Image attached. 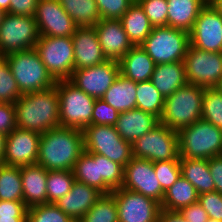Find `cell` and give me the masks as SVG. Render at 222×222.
<instances>
[{"label":"cell","instance_id":"obj_3","mask_svg":"<svg viewBox=\"0 0 222 222\" xmlns=\"http://www.w3.org/2000/svg\"><path fill=\"white\" fill-rule=\"evenodd\" d=\"M203 87L187 84L164 100L160 123L179 131L202 118Z\"/></svg>","mask_w":222,"mask_h":222},{"label":"cell","instance_id":"obj_31","mask_svg":"<svg viewBox=\"0 0 222 222\" xmlns=\"http://www.w3.org/2000/svg\"><path fill=\"white\" fill-rule=\"evenodd\" d=\"M199 194L196 188L182 175L165 192L161 202V209L180 211L183 207L198 202Z\"/></svg>","mask_w":222,"mask_h":222},{"label":"cell","instance_id":"obj_25","mask_svg":"<svg viewBox=\"0 0 222 222\" xmlns=\"http://www.w3.org/2000/svg\"><path fill=\"white\" fill-rule=\"evenodd\" d=\"M164 98L188 84L184 62L157 64L150 78Z\"/></svg>","mask_w":222,"mask_h":222},{"label":"cell","instance_id":"obj_29","mask_svg":"<svg viewBox=\"0 0 222 222\" xmlns=\"http://www.w3.org/2000/svg\"><path fill=\"white\" fill-rule=\"evenodd\" d=\"M119 20L133 45H141L153 29L149 18L136 0Z\"/></svg>","mask_w":222,"mask_h":222},{"label":"cell","instance_id":"obj_2","mask_svg":"<svg viewBox=\"0 0 222 222\" xmlns=\"http://www.w3.org/2000/svg\"><path fill=\"white\" fill-rule=\"evenodd\" d=\"M16 125L40 134L60 127L57 88L22 94L14 103Z\"/></svg>","mask_w":222,"mask_h":222},{"label":"cell","instance_id":"obj_11","mask_svg":"<svg viewBox=\"0 0 222 222\" xmlns=\"http://www.w3.org/2000/svg\"><path fill=\"white\" fill-rule=\"evenodd\" d=\"M41 61L57 80H67L74 71L72 37L40 36L35 45Z\"/></svg>","mask_w":222,"mask_h":222},{"label":"cell","instance_id":"obj_55","mask_svg":"<svg viewBox=\"0 0 222 222\" xmlns=\"http://www.w3.org/2000/svg\"><path fill=\"white\" fill-rule=\"evenodd\" d=\"M219 92L222 93V77L219 81V83L217 84V86L215 87Z\"/></svg>","mask_w":222,"mask_h":222},{"label":"cell","instance_id":"obj_16","mask_svg":"<svg viewBox=\"0 0 222 222\" xmlns=\"http://www.w3.org/2000/svg\"><path fill=\"white\" fill-rule=\"evenodd\" d=\"M122 188L143 194L160 204L165 194L157 179L153 162L137 157H132L124 167Z\"/></svg>","mask_w":222,"mask_h":222},{"label":"cell","instance_id":"obj_21","mask_svg":"<svg viewBox=\"0 0 222 222\" xmlns=\"http://www.w3.org/2000/svg\"><path fill=\"white\" fill-rule=\"evenodd\" d=\"M102 196L103 193L98 189L75 181L71 191L57 200L55 204L78 222Z\"/></svg>","mask_w":222,"mask_h":222},{"label":"cell","instance_id":"obj_30","mask_svg":"<svg viewBox=\"0 0 222 222\" xmlns=\"http://www.w3.org/2000/svg\"><path fill=\"white\" fill-rule=\"evenodd\" d=\"M72 171L75 181L94 187L103 194H111L112 190L100 176L98 154L84 151L76 161Z\"/></svg>","mask_w":222,"mask_h":222},{"label":"cell","instance_id":"obj_38","mask_svg":"<svg viewBox=\"0 0 222 222\" xmlns=\"http://www.w3.org/2000/svg\"><path fill=\"white\" fill-rule=\"evenodd\" d=\"M27 222H76L55 203L39 204L27 209Z\"/></svg>","mask_w":222,"mask_h":222},{"label":"cell","instance_id":"obj_58","mask_svg":"<svg viewBox=\"0 0 222 222\" xmlns=\"http://www.w3.org/2000/svg\"><path fill=\"white\" fill-rule=\"evenodd\" d=\"M213 0H205L206 3H211Z\"/></svg>","mask_w":222,"mask_h":222},{"label":"cell","instance_id":"obj_8","mask_svg":"<svg viewBox=\"0 0 222 222\" xmlns=\"http://www.w3.org/2000/svg\"><path fill=\"white\" fill-rule=\"evenodd\" d=\"M84 151L105 156L122 166L132 159V143L124 140L112 125H88L83 130Z\"/></svg>","mask_w":222,"mask_h":222},{"label":"cell","instance_id":"obj_57","mask_svg":"<svg viewBox=\"0 0 222 222\" xmlns=\"http://www.w3.org/2000/svg\"><path fill=\"white\" fill-rule=\"evenodd\" d=\"M207 222H221V221H218L217 219L209 218V219L207 220Z\"/></svg>","mask_w":222,"mask_h":222},{"label":"cell","instance_id":"obj_42","mask_svg":"<svg viewBox=\"0 0 222 222\" xmlns=\"http://www.w3.org/2000/svg\"><path fill=\"white\" fill-rule=\"evenodd\" d=\"M153 27L168 26L167 0H136Z\"/></svg>","mask_w":222,"mask_h":222},{"label":"cell","instance_id":"obj_48","mask_svg":"<svg viewBox=\"0 0 222 222\" xmlns=\"http://www.w3.org/2000/svg\"><path fill=\"white\" fill-rule=\"evenodd\" d=\"M38 0H11L9 13L14 15L34 16Z\"/></svg>","mask_w":222,"mask_h":222},{"label":"cell","instance_id":"obj_12","mask_svg":"<svg viewBox=\"0 0 222 222\" xmlns=\"http://www.w3.org/2000/svg\"><path fill=\"white\" fill-rule=\"evenodd\" d=\"M183 62L188 84L215 88L222 77V52H207L189 45Z\"/></svg>","mask_w":222,"mask_h":222},{"label":"cell","instance_id":"obj_24","mask_svg":"<svg viewBox=\"0 0 222 222\" xmlns=\"http://www.w3.org/2000/svg\"><path fill=\"white\" fill-rule=\"evenodd\" d=\"M118 62L120 73L134 82L150 80L156 66L140 45H134Z\"/></svg>","mask_w":222,"mask_h":222},{"label":"cell","instance_id":"obj_7","mask_svg":"<svg viewBox=\"0 0 222 222\" xmlns=\"http://www.w3.org/2000/svg\"><path fill=\"white\" fill-rule=\"evenodd\" d=\"M190 45L189 33L170 26L153 27L140 45L155 64L183 62Z\"/></svg>","mask_w":222,"mask_h":222},{"label":"cell","instance_id":"obj_50","mask_svg":"<svg viewBox=\"0 0 222 222\" xmlns=\"http://www.w3.org/2000/svg\"><path fill=\"white\" fill-rule=\"evenodd\" d=\"M208 166L214 181L215 191L222 194V155L209 158Z\"/></svg>","mask_w":222,"mask_h":222},{"label":"cell","instance_id":"obj_27","mask_svg":"<svg viewBox=\"0 0 222 222\" xmlns=\"http://www.w3.org/2000/svg\"><path fill=\"white\" fill-rule=\"evenodd\" d=\"M136 84L120 73L101 99L119 113L136 109Z\"/></svg>","mask_w":222,"mask_h":222},{"label":"cell","instance_id":"obj_44","mask_svg":"<svg viewBox=\"0 0 222 222\" xmlns=\"http://www.w3.org/2000/svg\"><path fill=\"white\" fill-rule=\"evenodd\" d=\"M24 201L0 200V222H27Z\"/></svg>","mask_w":222,"mask_h":222},{"label":"cell","instance_id":"obj_28","mask_svg":"<svg viewBox=\"0 0 222 222\" xmlns=\"http://www.w3.org/2000/svg\"><path fill=\"white\" fill-rule=\"evenodd\" d=\"M179 161L181 175L196 188L198 194L215 191L207 159L179 157Z\"/></svg>","mask_w":222,"mask_h":222},{"label":"cell","instance_id":"obj_10","mask_svg":"<svg viewBox=\"0 0 222 222\" xmlns=\"http://www.w3.org/2000/svg\"><path fill=\"white\" fill-rule=\"evenodd\" d=\"M132 156L151 162L179 160L178 132L159 123L132 143Z\"/></svg>","mask_w":222,"mask_h":222},{"label":"cell","instance_id":"obj_53","mask_svg":"<svg viewBox=\"0 0 222 222\" xmlns=\"http://www.w3.org/2000/svg\"><path fill=\"white\" fill-rule=\"evenodd\" d=\"M10 3H11V0H0V9L9 13Z\"/></svg>","mask_w":222,"mask_h":222},{"label":"cell","instance_id":"obj_41","mask_svg":"<svg viewBox=\"0 0 222 222\" xmlns=\"http://www.w3.org/2000/svg\"><path fill=\"white\" fill-rule=\"evenodd\" d=\"M153 168L164 192L181 176L179 160L155 161L153 162Z\"/></svg>","mask_w":222,"mask_h":222},{"label":"cell","instance_id":"obj_6","mask_svg":"<svg viewBox=\"0 0 222 222\" xmlns=\"http://www.w3.org/2000/svg\"><path fill=\"white\" fill-rule=\"evenodd\" d=\"M60 126L83 130L92 125L95 98L67 80H57Z\"/></svg>","mask_w":222,"mask_h":222},{"label":"cell","instance_id":"obj_35","mask_svg":"<svg viewBox=\"0 0 222 222\" xmlns=\"http://www.w3.org/2000/svg\"><path fill=\"white\" fill-rule=\"evenodd\" d=\"M78 222H118V211L114 196L103 194Z\"/></svg>","mask_w":222,"mask_h":222},{"label":"cell","instance_id":"obj_26","mask_svg":"<svg viewBox=\"0 0 222 222\" xmlns=\"http://www.w3.org/2000/svg\"><path fill=\"white\" fill-rule=\"evenodd\" d=\"M168 26L190 32L205 0H167Z\"/></svg>","mask_w":222,"mask_h":222},{"label":"cell","instance_id":"obj_1","mask_svg":"<svg viewBox=\"0 0 222 222\" xmlns=\"http://www.w3.org/2000/svg\"><path fill=\"white\" fill-rule=\"evenodd\" d=\"M83 152L82 130L60 126L41 134L36 164L47 171H72Z\"/></svg>","mask_w":222,"mask_h":222},{"label":"cell","instance_id":"obj_52","mask_svg":"<svg viewBox=\"0 0 222 222\" xmlns=\"http://www.w3.org/2000/svg\"><path fill=\"white\" fill-rule=\"evenodd\" d=\"M6 136L7 135L0 132V164H4Z\"/></svg>","mask_w":222,"mask_h":222},{"label":"cell","instance_id":"obj_4","mask_svg":"<svg viewBox=\"0 0 222 222\" xmlns=\"http://www.w3.org/2000/svg\"><path fill=\"white\" fill-rule=\"evenodd\" d=\"M3 59L8 63L21 94L44 91L56 84L35 48L8 54Z\"/></svg>","mask_w":222,"mask_h":222},{"label":"cell","instance_id":"obj_33","mask_svg":"<svg viewBox=\"0 0 222 222\" xmlns=\"http://www.w3.org/2000/svg\"><path fill=\"white\" fill-rule=\"evenodd\" d=\"M136 91V109L151 113L160 119L165 98L153 83L150 80L137 82Z\"/></svg>","mask_w":222,"mask_h":222},{"label":"cell","instance_id":"obj_18","mask_svg":"<svg viewBox=\"0 0 222 222\" xmlns=\"http://www.w3.org/2000/svg\"><path fill=\"white\" fill-rule=\"evenodd\" d=\"M40 137L38 132L16 127L6 136L4 164L18 167L36 164Z\"/></svg>","mask_w":222,"mask_h":222},{"label":"cell","instance_id":"obj_5","mask_svg":"<svg viewBox=\"0 0 222 222\" xmlns=\"http://www.w3.org/2000/svg\"><path fill=\"white\" fill-rule=\"evenodd\" d=\"M179 157L209 159L222 155V130L198 120L178 131Z\"/></svg>","mask_w":222,"mask_h":222},{"label":"cell","instance_id":"obj_46","mask_svg":"<svg viewBox=\"0 0 222 222\" xmlns=\"http://www.w3.org/2000/svg\"><path fill=\"white\" fill-rule=\"evenodd\" d=\"M199 203L207 212L208 217L222 222V194L213 191L199 194Z\"/></svg>","mask_w":222,"mask_h":222},{"label":"cell","instance_id":"obj_39","mask_svg":"<svg viewBox=\"0 0 222 222\" xmlns=\"http://www.w3.org/2000/svg\"><path fill=\"white\" fill-rule=\"evenodd\" d=\"M21 96L8 63L0 58V102L15 103Z\"/></svg>","mask_w":222,"mask_h":222},{"label":"cell","instance_id":"obj_22","mask_svg":"<svg viewBox=\"0 0 222 222\" xmlns=\"http://www.w3.org/2000/svg\"><path fill=\"white\" fill-rule=\"evenodd\" d=\"M159 123L160 119L157 116L139 109H133L119 113L114 127L124 140L133 143Z\"/></svg>","mask_w":222,"mask_h":222},{"label":"cell","instance_id":"obj_20","mask_svg":"<svg viewBox=\"0 0 222 222\" xmlns=\"http://www.w3.org/2000/svg\"><path fill=\"white\" fill-rule=\"evenodd\" d=\"M71 37L74 70L92 67L108 60L102 52L94 26L77 27Z\"/></svg>","mask_w":222,"mask_h":222},{"label":"cell","instance_id":"obj_45","mask_svg":"<svg viewBox=\"0 0 222 222\" xmlns=\"http://www.w3.org/2000/svg\"><path fill=\"white\" fill-rule=\"evenodd\" d=\"M119 112L102 99H96L92 114V125H112L116 124Z\"/></svg>","mask_w":222,"mask_h":222},{"label":"cell","instance_id":"obj_23","mask_svg":"<svg viewBox=\"0 0 222 222\" xmlns=\"http://www.w3.org/2000/svg\"><path fill=\"white\" fill-rule=\"evenodd\" d=\"M23 201L29 208L47 204V170L38 164L21 166Z\"/></svg>","mask_w":222,"mask_h":222},{"label":"cell","instance_id":"obj_56","mask_svg":"<svg viewBox=\"0 0 222 222\" xmlns=\"http://www.w3.org/2000/svg\"><path fill=\"white\" fill-rule=\"evenodd\" d=\"M5 14H6V12L4 10L0 9V24H1Z\"/></svg>","mask_w":222,"mask_h":222},{"label":"cell","instance_id":"obj_17","mask_svg":"<svg viewBox=\"0 0 222 222\" xmlns=\"http://www.w3.org/2000/svg\"><path fill=\"white\" fill-rule=\"evenodd\" d=\"M34 17L40 36L71 37L78 27L59 0H38Z\"/></svg>","mask_w":222,"mask_h":222},{"label":"cell","instance_id":"obj_14","mask_svg":"<svg viewBox=\"0 0 222 222\" xmlns=\"http://www.w3.org/2000/svg\"><path fill=\"white\" fill-rule=\"evenodd\" d=\"M119 74V62L108 59L92 67L74 70L68 80L86 94L101 99Z\"/></svg>","mask_w":222,"mask_h":222},{"label":"cell","instance_id":"obj_40","mask_svg":"<svg viewBox=\"0 0 222 222\" xmlns=\"http://www.w3.org/2000/svg\"><path fill=\"white\" fill-rule=\"evenodd\" d=\"M100 176L103 182L113 191L121 188L124 179V166L98 154Z\"/></svg>","mask_w":222,"mask_h":222},{"label":"cell","instance_id":"obj_32","mask_svg":"<svg viewBox=\"0 0 222 222\" xmlns=\"http://www.w3.org/2000/svg\"><path fill=\"white\" fill-rule=\"evenodd\" d=\"M78 27L94 26L101 18L95 0H59Z\"/></svg>","mask_w":222,"mask_h":222},{"label":"cell","instance_id":"obj_49","mask_svg":"<svg viewBox=\"0 0 222 222\" xmlns=\"http://www.w3.org/2000/svg\"><path fill=\"white\" fill-rule=\"evenodd\" d=\"M179 212L188 222H207L209 219L207 212L199 201L183 207Z\"/></svg>","mask_w":222,"mask_h":222},{"label":"cell","instance_id":"obj_43","mask_svg":"<svg viewBox=\"0 0 222 222\" xmlns=\"http://www.w3.org/2000/svg\"><path fill=\"white\" fill-rule=\"evenodd\" d=\"M101 19L119 20L135 0H95Z\"/></svg>","mask_w":222,"mask_h":222},{"label":"cell","instance_id":"obj_34","mask_svg":"<svg viewBox=\"0 0 222 222\" xmlns=\"http://www.w3.org/2000/svg\"><path fill=\"white\" fill-rule=\"evenodd\" d=\"M0 200L23 201L20 167L0 164Z\"/></svg>","mask_w":222,"mask_h":222},{"label":"cell","instance_id":"obj_36","mask_svg":"<svg viewBox=\"0 0 222 222\" xmlns=\"http://www.w3.org/2000/svg\"><path fill=\"white\" fill-rule=\"evenodd\" d=\"M73 171H47V203H55L71 191Z\"/></svg>","mask_w":222,"mask_h":222},{"label":"cell","instance_id":"obj_15","mask_svg":"<svg viewBox=\"0 0 222 222\" xmlns=\"http://www.w3.org/2000/svg\"><path fill=\"white\" fill-rule=\"evenodd\" d=\"M190 45L207 52H222V14L207 3L189 32Z\"/></svg>","mask_w":222,"mask_h":222},{"label":"cell","instance_id":"obj_51","mask_svg":"<svg viewBox=\"0 0 222 222\" xmlns=\"http://www.w3.org/2000/svg\"><path fill=\"white\" fill-rule=\"evenodd\" d=\"M158 222H188L179 211L161 209Z\"/></svg>","mask_w":222,"mask_h":222},{"label":"cell","instance_id":"obj_9","mask_svg":"<svg viewBox=\"0 0 222 222\" xmlns=\"http://www.w3.org/2000/svg\"><path fill=\"white\" fill-rule=\"evenodd\" d=\"M39 37L34 16L14 15L6 12L0 24V58L35 48Z\"/></svg>","mask_w":222,"mask_h":222},{"label":"cell","instance_id":"obj_47","mask_svg":"<svg viewBox=\"0 0 222 222\" xmlns=\"http://www.w3.org/2000/svg\"><path fill=\"white\" fill-rule=\"evenodd\" d=\"M16 127L17 125L14 103L0 102V132L8 135Z\"/></svg>","mask_w":222,"mask_h":222},{"label":"cell","instance_id":"obj_37","mask_svg":"<svg viewBox=\"0 0 222 222\" xmlns=\"http://www.w3.org/2000/svg\"><path fill=\"white\" fill-rule=\"evenodd\" d=\"M201 119L222 130V93L216 88L204 89Z\"/></svg>","mask_w":222,"mask_h":222},{"label":"cell","instance_id":"obj_54","mask_svg":"<svg viewBox=\"0 0 222 222\" xmlns=\"http://www.w3.org/2000/svg\"><path fill=\"white\" fill-rule=\"evenodd\" d=\"M210 4L222 14V0H213Z\"/></svg>","mask_w":222,"mask_h":222},{"label":"cell","instance_id":"obj_19","mask_svg":"<svg viewBox=\"0 0 222 222\" xmlns=\"http://www.w3.org/2000/svg\"><path fill=\"white\" fill-rule=\"evenodd\" d=\"M94 28L107 59L119 61L134 46L120 20L101 19Z\"/></svg>","mask_w":222,"mask_h":222},{"label":"cell","instance_id":"obj_13","mask_svg":"<svg viewBox=\"0 0 222 222\" xmlns=\"http://www.w3.org/2000/svg\"><path fill=\"white\" fill-rule=\"evenodd\" d=\"M115 198L118 222H158L161 204L124 188L111 192Z\"/></svg>","mask_w":222,"mask_h":222}]
</instances>
